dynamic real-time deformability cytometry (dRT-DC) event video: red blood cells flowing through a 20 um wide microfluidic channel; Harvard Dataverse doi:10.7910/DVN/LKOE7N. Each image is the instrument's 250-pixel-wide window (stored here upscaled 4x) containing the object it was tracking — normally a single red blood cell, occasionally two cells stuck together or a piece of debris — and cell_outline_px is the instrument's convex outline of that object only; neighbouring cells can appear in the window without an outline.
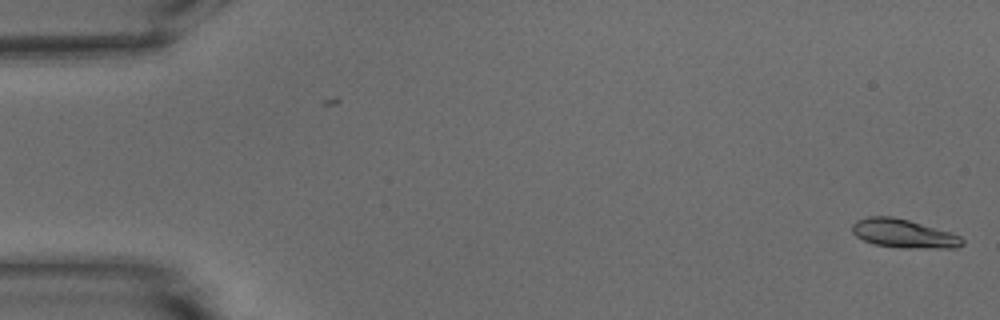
{"species": "common noctule bat (a hibernating species)", "species_latin": "Nyctalus noctula", "temperature_condition": "warm", "stored_images_in_passage": 2, "camera_frame_rate_fps": 3000, "um_per_image_px": 0.085, "animal": {"sex": "male", "body_mass_g": 15.6}, "frame": {"image": 1, "passage_image": 2, "time_ms": 0.333, "image_size_px": [1000, 320], "cell_outline_px": [[964, 244], [956, 248], [900, 248], [872, 244], [856, 236], [852, 232], [852, 224], [856, 220], [868, 216], [892, 216], [908, 220], [952, 232], [960, 236], [964, 240]], "centroid_in_image_um": [76.81, 19.86], "position_along_channel_um": 8.2, "area_um2": 18.61}}